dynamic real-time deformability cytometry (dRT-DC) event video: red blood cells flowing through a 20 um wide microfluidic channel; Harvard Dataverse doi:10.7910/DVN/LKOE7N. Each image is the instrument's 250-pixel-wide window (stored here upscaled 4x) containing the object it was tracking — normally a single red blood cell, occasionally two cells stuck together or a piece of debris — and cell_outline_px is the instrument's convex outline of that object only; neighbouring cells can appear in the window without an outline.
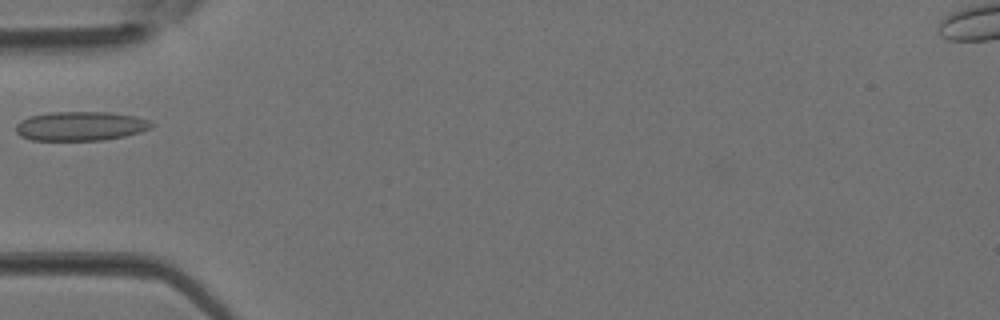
{"species": "Egyptian fruit bat (a non-hibernating species)", "species_latin": "Rousettus aegyptiacus", "temperature_condition": "room temperature", "stored_images_in_passage": 3, "camera_frame_rate_fps": 3000, "um_per_image_px": 0.085, "animal": {"sex": "female"}, "frame": {"image": 1, "passage_image": 3, "time_ms": 0.667, "image_size_px": [1000, 320], "cell_outline_px": [[156, 124], [152, 128], [140, 132], [124, 136], [104, 140], [32, 140], [20, 136], [16, 132], [16, 124], [20, 120], [28, 116], [52, 112], [108, 112], [136, 116], [148, 120]], "centroid_in_image_um": [6.85, 10.71], "position_along_channel_um": 78.1, "area_um2": 23.24}}